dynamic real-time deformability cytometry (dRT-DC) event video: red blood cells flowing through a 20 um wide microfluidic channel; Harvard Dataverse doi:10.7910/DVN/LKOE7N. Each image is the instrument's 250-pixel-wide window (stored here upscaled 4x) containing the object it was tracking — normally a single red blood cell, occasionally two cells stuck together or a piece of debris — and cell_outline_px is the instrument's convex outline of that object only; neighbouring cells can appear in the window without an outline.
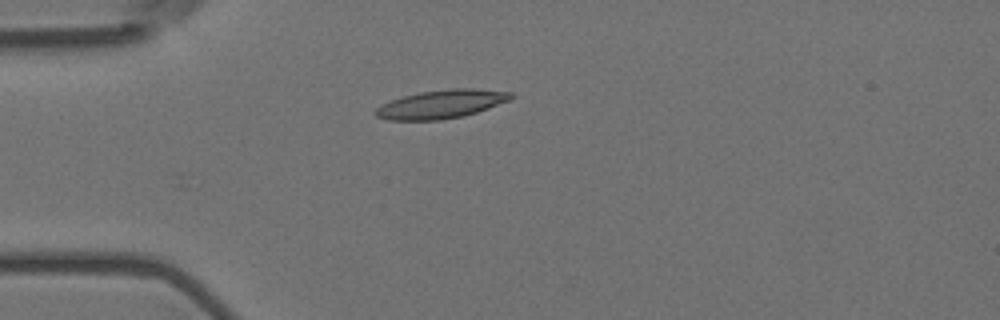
{"species": "Egyptian fruit bat (a non-hibernating species)", "species_latin": "Rousettus aegyptiacus", "temperature_condition": "room temperature", "stored_images_in_passage": 10, "camera_frame_rate_fps": 3000, "um_per_image_px": 0.085, "animal": {"sex": "female"}, "frame": {"image": 1, "passage_image": 5, "time_ms": 1.333, "image_size_px": [1000, 320], "cell_outline_px": [[512, 100], [464, 116], [440, 120], [388, 120], [376, 116], [372, 112], [380, 104], [404, 96], [420, 92], [452, 88], [472, 88], [512, 92]], "centroid_in_image_um": [37.5, 8.85], "position_along_channel_um": 47.5, "area_um2": 22.54}}
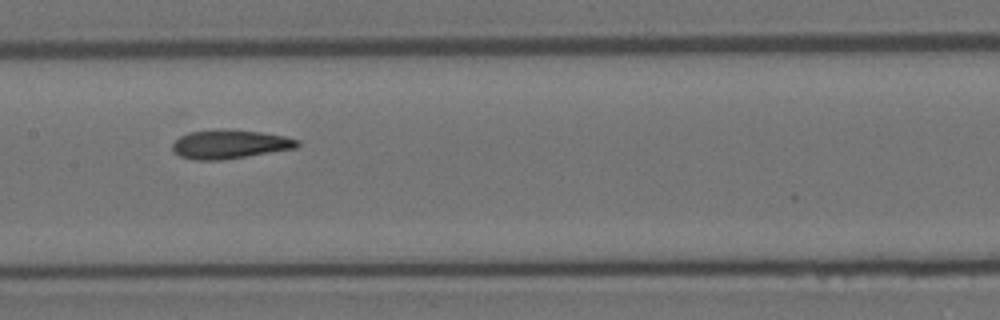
{"frame": {"image": 2, "passage_image": 9, "time_ms": 2.667, "image_size_px": [1000, 320], "cell_outline_px": [[300, 144], [296, 148], [220, 160], [196, 160], [180, 156], [172, 148], [172, 144], [180, 136], [188, 132], [260, 132], [284, 136], [300, 140]], "centroid_in_image_um": [19.55, 12.3], "position_along_channel_um": 187.8, "area_um2": 19.88}}
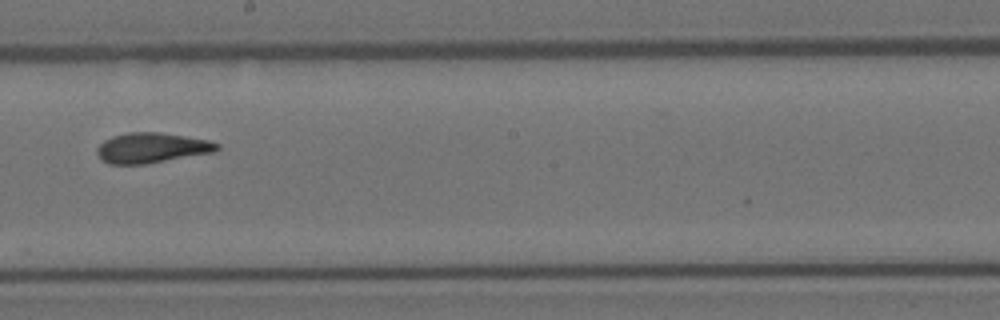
{"frame": {"image": 3, "passage_image": 10, "time_ms": 3.0, "image_size_px": [1000, 320], "cell_outline_px": [[220, 148], [216, 152], [144, 164], [108, 164], [100, 160], [96, 152], [96, 148], [104, 140], [112, 136], [128, 132], [160, 132], [208, 140], [220, 144]], "centroid_in_image_um": [12.88, 12.57], "position_along_channel_um": 235.3, "area_um2": 21.27}}